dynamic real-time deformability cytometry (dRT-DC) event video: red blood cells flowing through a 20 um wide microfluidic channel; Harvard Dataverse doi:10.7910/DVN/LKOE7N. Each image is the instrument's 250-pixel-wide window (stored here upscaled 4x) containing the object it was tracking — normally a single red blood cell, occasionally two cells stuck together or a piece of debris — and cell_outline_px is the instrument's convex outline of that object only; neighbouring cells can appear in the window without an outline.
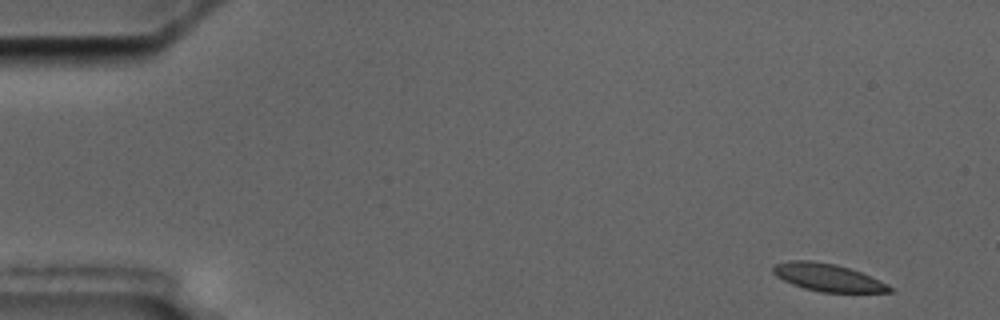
{"species": "common noctule bat (a hibernating species)", "species_latin": "Nyctalus noctula", "temperature_condition": "cold", "stored_images_in_passage": 5, "camera_frame_rate_fps": 3000, "um_per_image_px": 0.085, "animal": {"sex": "male", "body_mass_g": 17.5, "forearm_length_mm": 52.3}, "frame": {"image": 1, "passage_image": 1, "time_ms": 0.0, "image_size_px": [1000, 320], "cell_outline_px": [[892, 292], [820, 292], [804, 288], [792, 284], [776, 276], [772, 272], [772, 268], [776, 264], [788, 260], [808, 260], [836, 264], [860, 272], [880, 280], [888, 284], [892, 288]], "centroid_in_image_um": [70.35, 23.58], "position_along_channel_um": 14.7, "area_um2": 18.61}}